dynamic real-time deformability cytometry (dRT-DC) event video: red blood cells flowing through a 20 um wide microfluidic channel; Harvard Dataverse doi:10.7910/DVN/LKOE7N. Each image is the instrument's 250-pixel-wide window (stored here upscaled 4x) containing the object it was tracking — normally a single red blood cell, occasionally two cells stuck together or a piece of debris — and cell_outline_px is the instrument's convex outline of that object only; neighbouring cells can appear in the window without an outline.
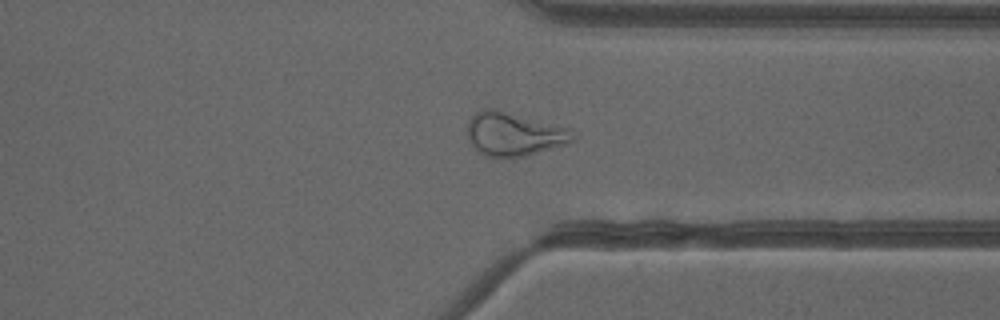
{"species": "common noctule bat (a hibernating species)", "species_latin": "Nyctalus noctula", "temperature_condition": "cold", "stored_images_in_passage": 43, "camera_frame_rate_fps": 3000, "um_per_image_px": 0.085, "animal": {"sex": "female"}, "frame": {"image": 1, "passage_image": 31, "time_ms": 10.0, "image_size_px": [1000, 320], "cell_outline_px": [[572, 140], [568, 144], [524, 156], [484, 156], [468, 140], [468, 120], [476, 112], [484, 108], [492, 108], [572, 128]], "centroid_in_image_um": [43.69, 11.38], "position_along_channel_um": 367.7, "area_um2": 26.47}, "authors_computed_cell_mechanics": {"area_um2": 27.6284, "velocity_mm_per_s": 3.9944, "shape_relaxation_time_tau1_ms": null, "shape_relaxation_time_tau2_ms": 2.819, "deformation_change_tau1": null, "deformation_change_tau2": 0.1184}}